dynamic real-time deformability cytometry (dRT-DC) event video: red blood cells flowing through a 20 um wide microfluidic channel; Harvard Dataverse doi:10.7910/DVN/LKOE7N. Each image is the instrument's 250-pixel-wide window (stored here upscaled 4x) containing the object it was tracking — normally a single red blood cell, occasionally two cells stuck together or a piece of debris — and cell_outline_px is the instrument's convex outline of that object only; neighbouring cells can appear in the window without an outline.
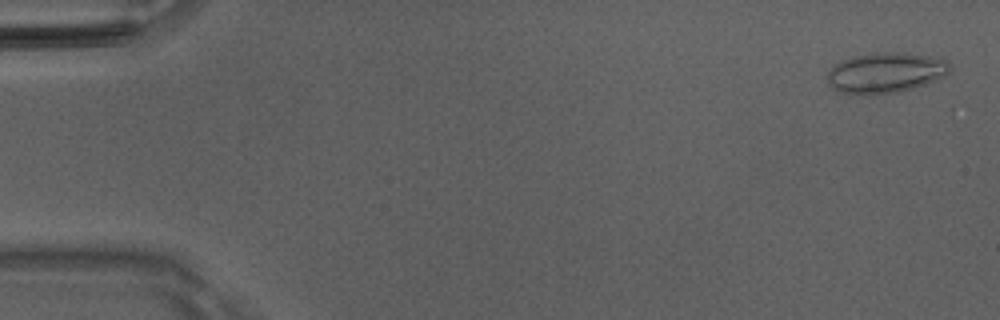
{"species": "Egyptian fruit bat (a non-hibernating species)", "species_latin": "Rousettus aegyptiacus", "temperature_condition": "room temperature", "stored_images_in_passage": 23, "camera_frame_rate_fps": 3000, "um_per_image_px": 0.085, "animal": {"sex": "male"}, "frame": {"image": 1, "passage_image": 1, "time_ms": 0.0, "image_size_px": [1000, 320], "cell_outline_px": [[952, 68], [944, 76], [924, 84], [900, 92], [868, 96], [840, 92], [832, 88], [828, 84], [828, 72], [832, 64], [856, 56], [876, 52], [900, 52], [928, 56], [944, 60]], "centroid_in_image_um": [75.22, 6.2], "position_along_channel_um": 9.8, "area_um2": 28.9}}